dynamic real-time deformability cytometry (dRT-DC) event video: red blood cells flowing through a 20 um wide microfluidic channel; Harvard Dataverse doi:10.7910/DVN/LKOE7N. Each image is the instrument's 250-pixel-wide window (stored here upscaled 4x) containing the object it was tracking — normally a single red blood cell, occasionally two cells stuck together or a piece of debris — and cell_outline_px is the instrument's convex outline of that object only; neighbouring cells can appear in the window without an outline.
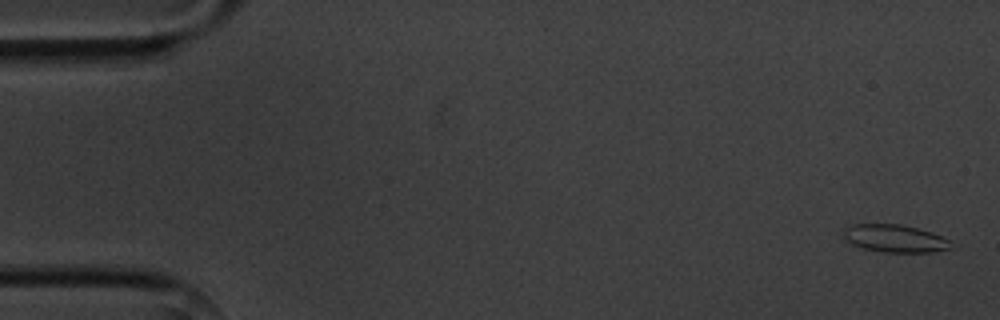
{"species": "common noctule bat (a hibernating species)", "species_latin": "Nyctalus noctula", "temperature_condition": "cold", "stored_images_in_passage": 5, "camera_frame_rate_fps": 3000, "um_per_image_px": 0.085, "animal": {"sex": "male", "body_mass_g": 20.1, "forearm_length_mm": 53.5}, "frame": {"image": 1, "passage_image": 1, "time_ms": 0.0, "image_size_px": [1000, 320], "cell_outline_px": [[952, 248], [936, 252], [880, 252], [864, 248], [852, 244], [840, 232], [848, 224], [900, 224], [932, 232], [952, 240]], "centroid_in_image_um": [76.08, 20.26], "position_along_channel_um": 8.9, "area_um2": 17.57}}